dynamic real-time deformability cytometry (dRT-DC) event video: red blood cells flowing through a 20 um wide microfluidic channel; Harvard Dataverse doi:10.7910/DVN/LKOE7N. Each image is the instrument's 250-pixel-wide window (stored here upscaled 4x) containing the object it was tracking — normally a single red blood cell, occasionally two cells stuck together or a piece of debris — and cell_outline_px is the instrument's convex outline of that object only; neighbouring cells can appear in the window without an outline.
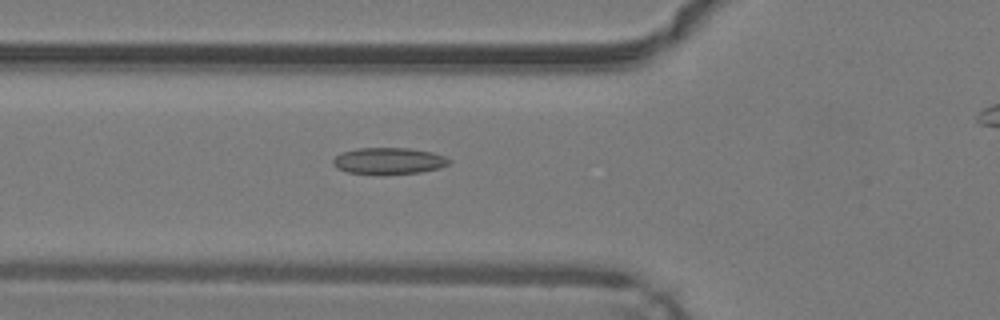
{"species": "common noctule bat (a hibernating species)", "species_latin": "Nyctalus noctula", "temperature_condition": "warm", "stored_images_in_passage": 33, "camera_frame_rate_fps": 3000, "um_per_image_px": 0.085, "animal": {"sex": "male", "body_mass_g": 19.2, "forearm_length_mm": 51.8}, "frame": {"image": 1, "passage_image": 7, "time_ms": 2.0, "image_size_px": [1000, 320], "cell_outline_px": [[452, 160], [448, 164], [440, 168], [420, 172], [348, 172], [336, 168], [332, 164], [332, 160], [340, 152], [356, 148], [408, 148], [432, 152], [444, 156]], "centroid_in_image_um": [33.03, 13.63], "position_along_channel_um": 92.8, "area_um2": 17.4}}
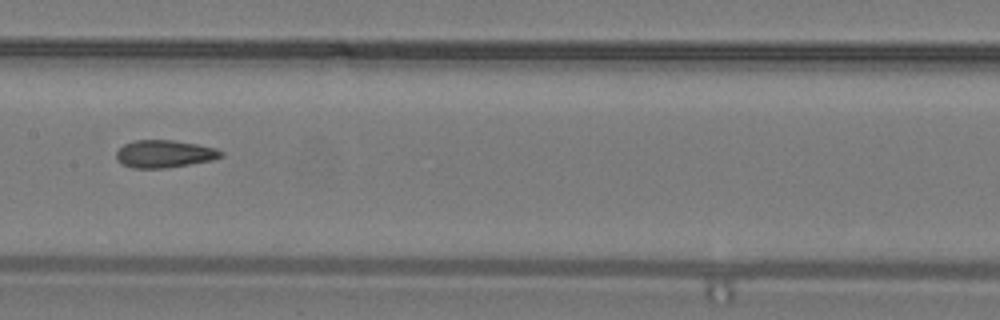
{"frame": {"image": 2, "passage_image": 14, "time_ms": 4.333, "image_size_px": [1000, 320], "cell_outline_px": [[224, 156], [212, 160], [164, 168], [132, 168], [120, 164], [116, 156], [116, 152], [124, 144], [136, 140], [172, 140], [196, 144], [216, 148], [224, 152]], "centroid_in_image_um": [13.97, 13.08], "position_along_channel_um": 193.4, "area_um2": 16.76}}
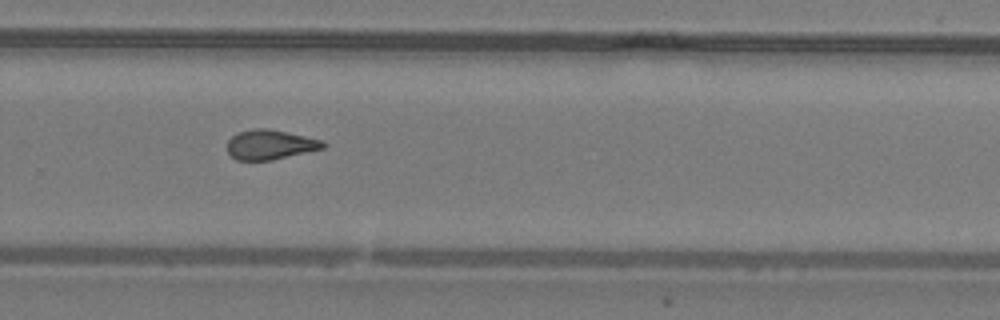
{"frame": {"image": 3, "passage_image": 22, "time_ms": 7.0, "image_size_px": [1000, 320], "cell_outline_px": [[328, 144], [324, 148], [272, 160], [236, 160], [228, 152], [228, 140], [232, 136], [240, 132], [252, 128], [264, 128], [288, 132], [324, 140]], "centroid_in_image_um": [23.0, 12.29], "position_along_channel_um": 306.8, "area_um2": 16.59}, "authors_computed_cell_mechanics": {"area_um2": 16.9932, "velocity_mm_per_s": 4.2747, "shape_relaxation_time_tau1_ms": null, "shape_relaxation_time_tau2_ms": 2.3863, "deformation_change_tau1": null, "deformation_change_tau2": 0.0941}}